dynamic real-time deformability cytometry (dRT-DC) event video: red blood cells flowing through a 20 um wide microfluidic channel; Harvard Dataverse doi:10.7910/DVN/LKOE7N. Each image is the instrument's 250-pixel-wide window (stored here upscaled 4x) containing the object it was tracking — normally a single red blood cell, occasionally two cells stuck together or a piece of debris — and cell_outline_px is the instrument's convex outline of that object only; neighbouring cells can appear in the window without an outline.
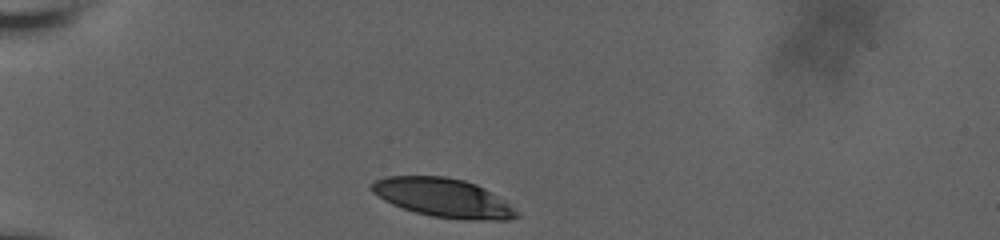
{"species": "human", "species_latin": "Homo sapiens", "temperature_condition": "room temperature", "stored_images_in_passage": 34, "camera_frame_rate_fps": 3000, "um_per_image_px": 0.085, "donor": {"sex": "male"}, "frame": {"image": 1, "passage_image": 1, "time_ms": 0.0, "image_size_px": [1000, 240], "cell_outline_px": [[520, 216], [508, 220], [468, 220], [432, 216], [416, 212], [392, 204], [384, 200], [372, 192], [368, 188], [368, 184], [384, 176], [444, 176], [464, 180], [476, 184], [484, 188], [520, 212]], "centroid_in_image_um": [37.64, 16.8], "position_along_channel_um": 47.4, "area_um2": 32.77}}
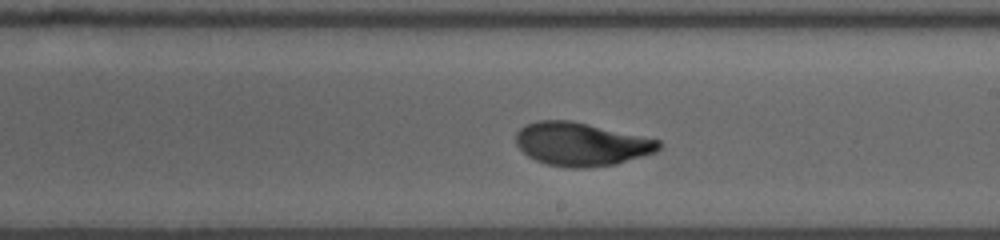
{"frame": {"image": 2, "passage_image": 20, "time_ms": 6.333, "image_size_px": [1000, 240], "cell_outline_px": [[660, 148], [656, 152], [616, 164], [584, 168], [568, 168], [548, 164], [536, 160], [528, 156], [516, 144], [516, 132], [524, 124], [536, 120], [568, 120], [588, 124], [660, 140]], "centroid_in_image_um": [49.38, 12.25], "position_along_channel_um": 239.6, "area_um2": 35.95}}
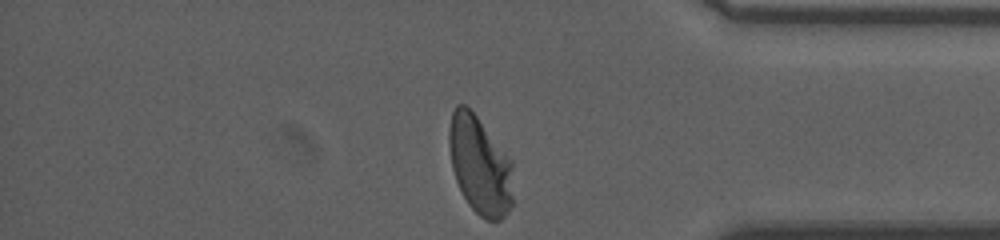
{"frame": {"image": 3, "passage_image": 34, "time_ms": 11.0, "image_size_px": [1000, 240], "cell_outline_px": [[512, 204], [508, 212], [500, 220], [484, 220], [468, 204], [456, 180], [452, 168], [448, 144], [448, 128], [452, 112], [456, 104], [464, 104], [476, 116], [512, 160]], "centroid_in_image_um": [40.77, 14.05], "position_along_channel_um": 394.4, "area_um2": 36.59}, "authors_computed_cell_mechanics": {"area_um2": 35.9227, "velocity_mm_per_s": 3.6306, "shape_relaxation_time_tau1_ms": 6.9478, "shape_relaxation_time_tau2_ms": null, "deformation_change_tau1": 0.2453, "deformation_change_tau2": null}}